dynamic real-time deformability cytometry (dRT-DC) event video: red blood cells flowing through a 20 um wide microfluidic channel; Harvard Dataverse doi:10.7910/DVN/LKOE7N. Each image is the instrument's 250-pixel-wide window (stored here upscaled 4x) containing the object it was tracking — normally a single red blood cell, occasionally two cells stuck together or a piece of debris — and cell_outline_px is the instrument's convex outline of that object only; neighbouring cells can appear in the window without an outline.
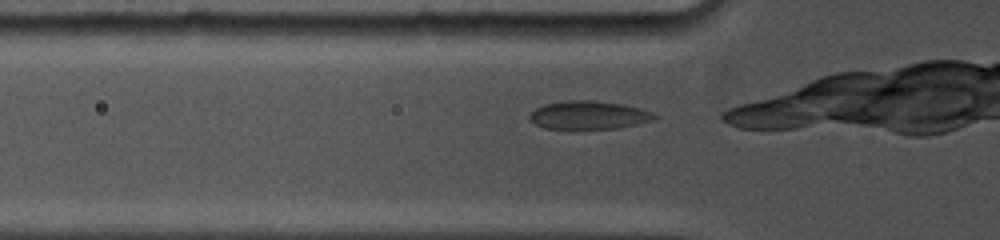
{"species": "common noctule bat (a hibernating species)", "species_latin": "Nyctalus noctula", "temperature_condition": "cold", "stored_images_in_passage": 19, "camera_frame_rate_fps": 5000, "um_per_image_px": 0.085, "animal": {"sex": "female", "body_mass_g": 19.0, "forearm_length_mm": 53.3}, "frame": {"image": 1, "passage_image": 2, "time_ms": 0.2, "image_size_px": [1000, 240], "cell_outline_px": [[660, 116], [656, 120], [620, 128], [568, 132], [544, 128], [536, 124], [528, 116], [536, 108], [544, 104], [568, 100], [592, 100], [620, 104], [640, 108], [652, 112]], "centroid_in_image_um": [50.05, 9.84], "position_along_channel_um": 75.7, "area_um2": 21.56}}
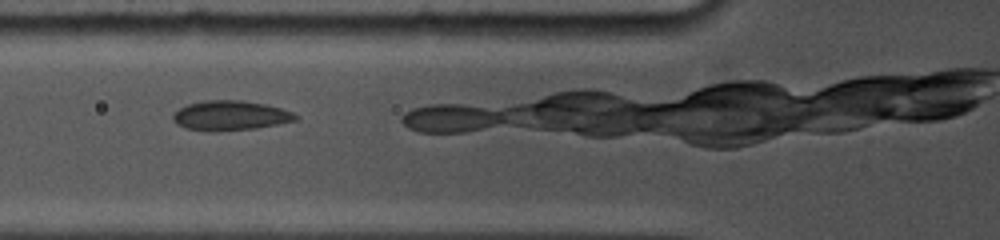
{"frame": {"image": 2, "passage_image": 7, "time_ms": 1.0, "image_size_px": [1000, 240], "cell_outline_px": [[300, 120], [256, 128], [208, 132], [184, 128], [176, 124], [172, 120], [172, 116], [180, 108], [188, 104], [204, 100], [240, 100], [264, 104], [280, 108], [292, 112], [300, 116]], "centroid_in_image_um": [19.58, 9.83], "position_along_channel_um": 106.2, "area_um2": 21.39}}
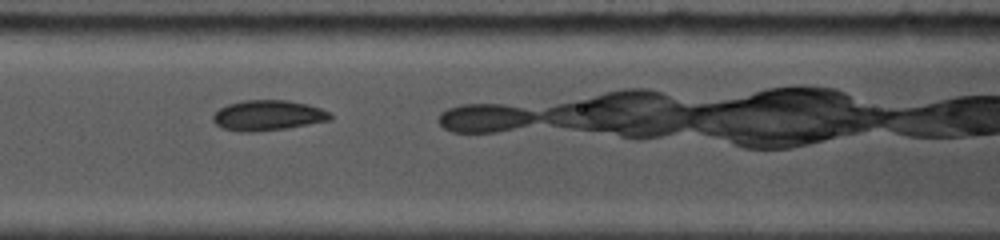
{"frame": {"image": 3, "passage_image": 13, "time_ms": 2.0, "image_size_px": [1000, 240], "cell_outline_px": [[332, 120], [288, 128], [256, 132], [240, 132], [224, 128], [216, 124], [212, 120], [212, 116], [220, 108], [228, 104], [244, 100], [288, 100], [308, 104], [320, 108], [328, 112], [332, 116]], "centroid_in_image_um": [22.78, 9.81], "position_along_channel_um": 143.8, "area_um2": 20.81}}